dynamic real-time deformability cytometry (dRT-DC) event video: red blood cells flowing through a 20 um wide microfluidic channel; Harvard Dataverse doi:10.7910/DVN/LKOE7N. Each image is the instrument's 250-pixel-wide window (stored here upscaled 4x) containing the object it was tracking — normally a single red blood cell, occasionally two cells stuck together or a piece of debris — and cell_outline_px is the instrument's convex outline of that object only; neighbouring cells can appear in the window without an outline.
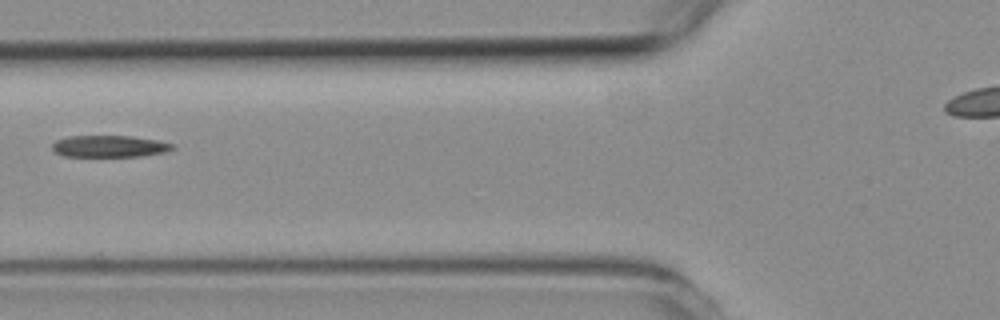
{"species": "common noctule bat (a hibernating species)", "species_latin": "Nyctalus noctula", "temperature_condition": "room temperature", "stored_images_in_passage": 2, "camera_frame_rate_fps": 3000, "um_per_image_px": 0.085, "animal": {"sex": "female", "body_mass_g": 19.3, "forearm_length_mm": 54.1}, "frame": {"image": 1, "passage_image": 2, "time_ms": 1.0, "image_size_px": [1000, 320], "cell_outline_px": [[176, 148], [164, 152], [140, 156], [64, 156], [52, 152], [52, 144], [56, 140], [68, 136], [132, 136], [156, 140], [172, 144]], "centroid_in_image_um": [9.25, 12.43], "position_along_channel_um": 116.5, "area_um2": 15.2}}